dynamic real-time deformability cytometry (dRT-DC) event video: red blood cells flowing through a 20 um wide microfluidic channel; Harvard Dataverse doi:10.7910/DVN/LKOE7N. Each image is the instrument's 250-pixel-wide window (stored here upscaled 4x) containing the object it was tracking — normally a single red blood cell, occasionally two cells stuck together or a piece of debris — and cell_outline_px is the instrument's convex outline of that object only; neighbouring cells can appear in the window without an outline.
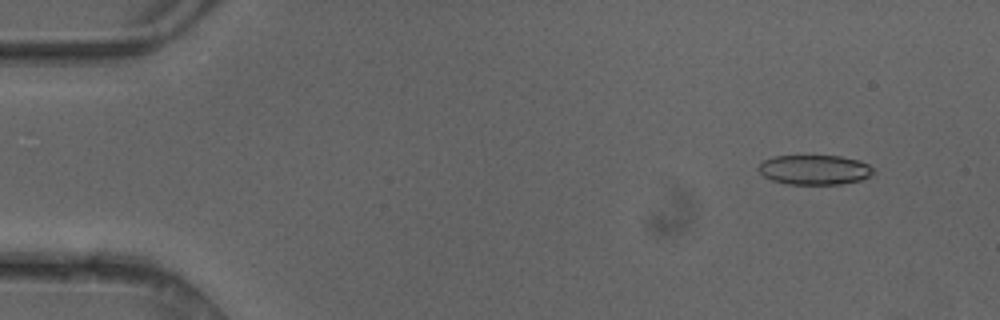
{"species": "common noctule bat (a hibernating species)", "species_latin": "Nyctalus noctula", "temperature_condition": "cold", "stored_images_in_passage": 4, "camera_frame_rate_fps": 3000, "um_per_image_px": 0.085, "animal": {"sex": "female"}, "frame": {"image": 1, "passage_image": 2, "time_ms": 0.333, "image_size_px": [1000, 320], "cell_outline_px": [[872, 172], [868, 176], [860, 180], [840, 184], [788, 184], [772, 180], [764, 176], [756, 168], [764, 160], [772, 156], [840, 156], [860, 160], [868, 164], [872, 168]], "centroid_in_image_um": [69.2, 14.42], "position_along_channel_um": 15.8, "area_um2": 19.77}}
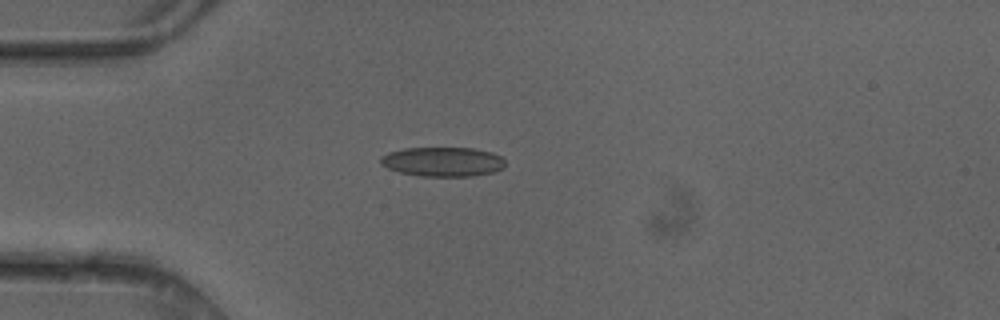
{"frame": {"image": 2, "passage_image": 4, "time_ms": 1.0, "image_size_px": [1000, 320], "cell_outline_px": [[504, 168], [492, 172], [472, 176], [420, 176], [400, 172], [388, 168], [380, 164], [380, 156], [388, 152], [404, 148], [472, 148], [492, 152], [500, 156], [504, 160]], "centroid_in_image_um": [37.61, 13.74], "position_along_channel_um": 47.4, "area_um2": 21.39}}